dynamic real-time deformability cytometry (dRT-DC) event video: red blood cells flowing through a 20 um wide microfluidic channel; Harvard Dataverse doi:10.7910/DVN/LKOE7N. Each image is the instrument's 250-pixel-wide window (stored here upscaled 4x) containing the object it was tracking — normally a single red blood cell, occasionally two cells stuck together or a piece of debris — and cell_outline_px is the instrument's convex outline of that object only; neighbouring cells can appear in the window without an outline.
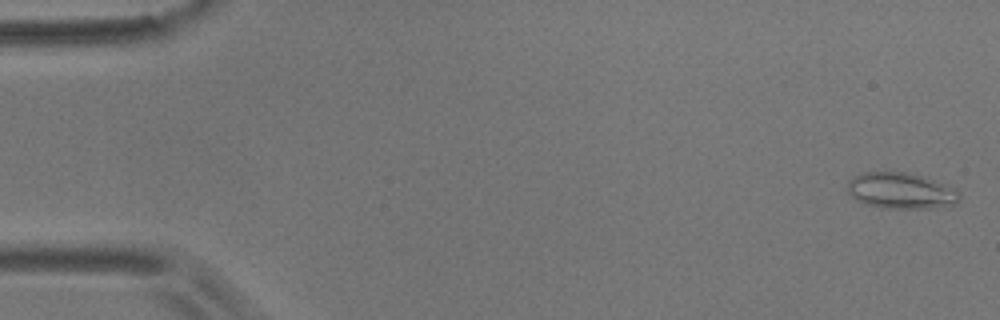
{"species": "common noctule bat (a hibernating species)", "species_latin": "Nyctalus noctula", "temperature_condition": "room temperature", "stored_images_in_passage": 5, "camera_frame_rate_fps": 3000, "um_per_image_px": 0.085, "animal": {"sex": "male", "body_mass_g": 17.9}, "frame": {"image": 1, "passage_image": 1, "time_ms": 0.0, "image_size_px": [1000, 320], "cell_outline_px": [[960, 196], [952, 204], [932, 208], [880, 208], [864, 204], [856, 200], [848, 192], [848, 180], [852, 176], [860, 172], [904, 172], [920, 176], [956, 188], [960, 192]], "centroid_in_image_um": [76.51, 16.21], "position_along_channel_um": 8.5, "area_um2": 23.47}}
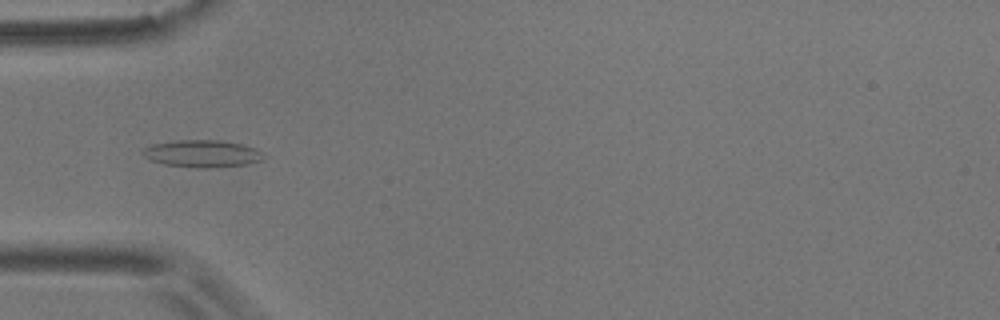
{"frame": {"image": 2, "passage_image": 5, "time_ms": 5.333, "image_size_px": [1000, 320], "cell_outline_px": [[264, 160], [248, 164], [208, 168], [196, 168], [164, 164], [148, 160], [144, 156], [144, 148], [152, 144], [180, 140], [220, 140], [240, 144], [256, 148], [264, 152]], "centroid_in_image_um": [17.23, 13.07], "position_along_channel_um": 67.8, "area_um2": 19.25}}